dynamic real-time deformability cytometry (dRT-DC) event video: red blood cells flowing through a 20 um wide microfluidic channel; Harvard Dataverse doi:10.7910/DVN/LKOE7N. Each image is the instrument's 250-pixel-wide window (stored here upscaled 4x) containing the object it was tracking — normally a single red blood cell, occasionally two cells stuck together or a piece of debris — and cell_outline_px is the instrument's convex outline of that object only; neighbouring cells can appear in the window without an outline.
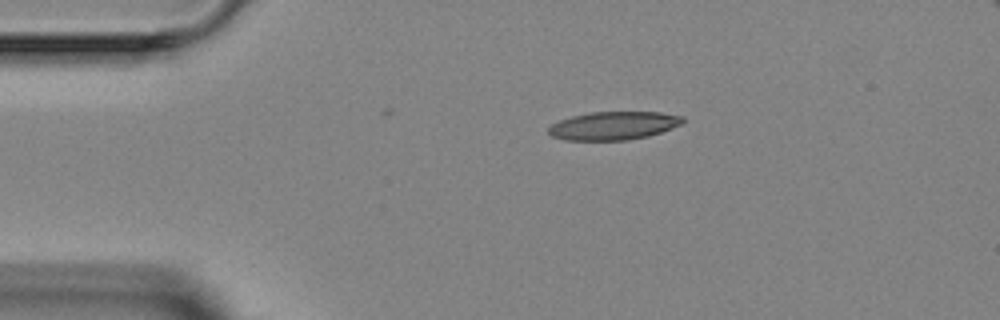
{"species": "Egyptian fruit bat (a non-hibernating species)", "species_latin": "Rousettus aegyptiacus", "temperature_condition": "room temperature", "stored_images_in_passage": 3, "camera_frame_rate_fps": 3000, "um_per_image_px": 0.085, "animal": {"sex": "female"}, "frame": {"image": 1, "passage_image": 1, "time_ms": 0.0, "image_size_px": [1000, 320], "cell_outline_px": [[684, 124], [648, 136], [628, 140], [564, 140], [552, 136], [548, 132], [548, 128], [552, 124], [560, 120], [572, 116], [592, 112], [660, 112], [684, 116]], "centroid_in_image_um": [52.18, 10.68], "position_along_channel_um": 32.8, "area_um2": 22.14}}